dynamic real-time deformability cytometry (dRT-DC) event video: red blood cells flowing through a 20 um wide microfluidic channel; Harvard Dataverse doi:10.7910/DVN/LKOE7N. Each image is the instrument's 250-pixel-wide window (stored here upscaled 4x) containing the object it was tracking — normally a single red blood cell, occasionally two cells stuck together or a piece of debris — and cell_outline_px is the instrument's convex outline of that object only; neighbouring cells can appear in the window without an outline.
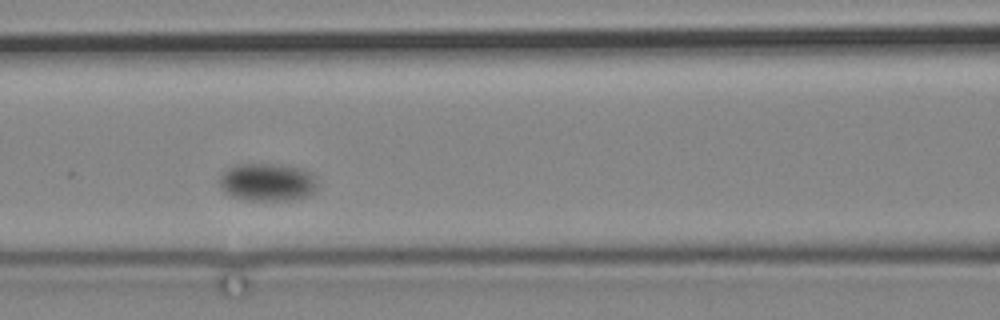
{"species": "common noctule bat (a hibernating species)", "species_latin": "Nyctalus noctula", "temperature_condition": "cold", "stored_images_in_passage": 5, "camera_frame_rate_fps": 3000, "um_per_image_px": 0.085, "animal": {"sex": "male", "body_mass_g": 19.2, "forearm_length_mm": 51.8}, "frame": {"image": 1, "passage_image": 4, "time_ms": 3.333, "image_size_px": [1000, 320], "cell_outline_px": [[316, 188], [308, 196], [296, 200], [240, 200], [224, 192], [220, 188], [216, 180], [228, 168], [240, 164], [272, 164], [304, 168], [316, 176]], "centroid_in_image_um": [22.71, 15.49], "position_along_channel_um": 143.9, "area_um2": 21.96}}
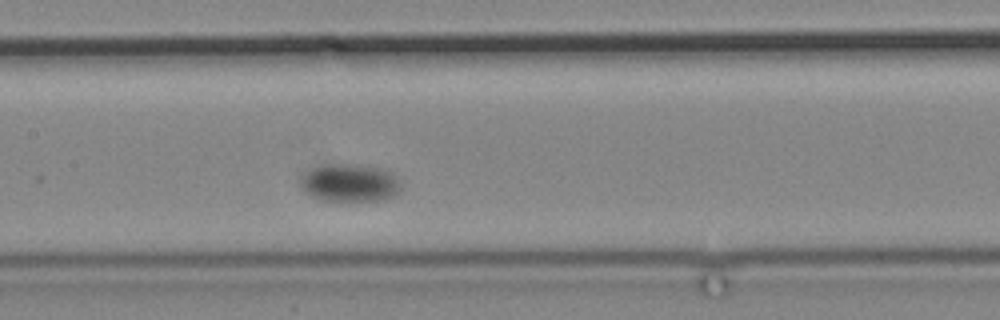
{"frame": {"image": 2, "passage_image": 5, "time_ms": 4.667, "image_size_px": [1000, 320], "cell_outline_px": [[400, 192], [384, 200], [320, 200], [304, 192], [300, 184], [300, 180], [312, 168], [328, 164], [352, 164], [380, 168], [392, 172], [400, 180]], "centroid_in_image_um": [29.76, 15.54], "position_along_channel_um": 177.6, "area_um2": 22.02}}